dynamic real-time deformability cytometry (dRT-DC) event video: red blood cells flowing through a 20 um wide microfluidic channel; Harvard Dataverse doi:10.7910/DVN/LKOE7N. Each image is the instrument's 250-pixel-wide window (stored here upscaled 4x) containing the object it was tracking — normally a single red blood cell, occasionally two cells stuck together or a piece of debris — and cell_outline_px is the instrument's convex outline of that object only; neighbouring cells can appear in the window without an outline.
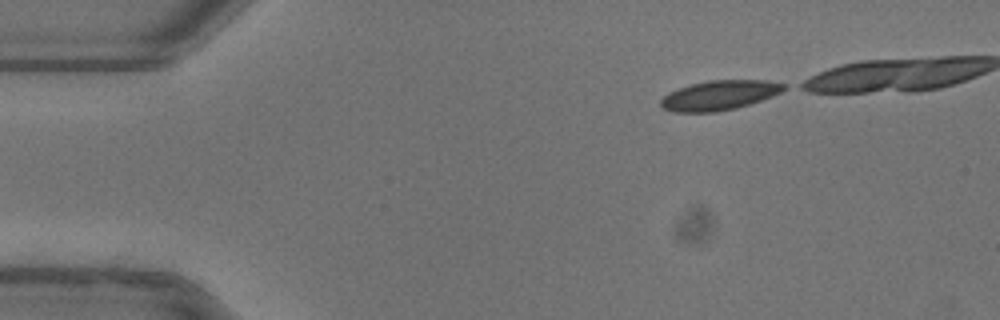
{"species": "common noctule bat (a hibernating species)", "species_latin": "Nyctalus noctula", "temperature_condition": "warm", "stored_images_in_passage": 36, "camera_frame_rate_fps": 3000, "um_per_image_px": 0.085, "animal": {"sex": "female"}, "frame": {"image": 1, "passage_image": 1, "time_ms": 0.0, "image_size_px": [1000, 320], "cell_outline_px": [[788, 88], [772, 96], [736, 108], [716, 112], [672, 112], [660, 108], [660, 100], [668, 92], [692, 84], [708, 80], [764, 80], [788, 84]], "centroid_in_image_um": [61.13, 8.1], "position_along_channel_um": 23.9, "area_um2": 21.33}}
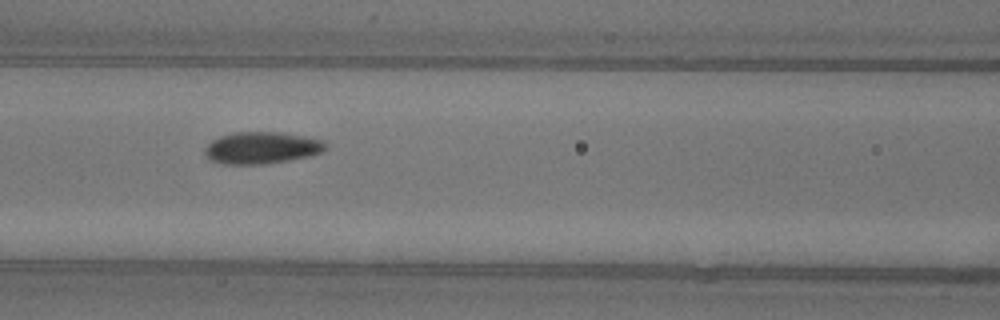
{"frame": {"image": 2, "passage_image": 16, "time_ms": 5.0, "image_size_px": [1000, 320], "cell_outline_px": [[328, 144], [324, 152], [308, 156], [288, 160], [264, 164], [224, 164], [212, 160], [204, 156], [204, 148], [212, 140], [220, 136], [232, 132], [280, 132], [304, 136], [324, 140]], "centroid_in_image_um": [22.25, 12.56], "position_along_channel_um": 144.4, "area_um2": 22.6}}